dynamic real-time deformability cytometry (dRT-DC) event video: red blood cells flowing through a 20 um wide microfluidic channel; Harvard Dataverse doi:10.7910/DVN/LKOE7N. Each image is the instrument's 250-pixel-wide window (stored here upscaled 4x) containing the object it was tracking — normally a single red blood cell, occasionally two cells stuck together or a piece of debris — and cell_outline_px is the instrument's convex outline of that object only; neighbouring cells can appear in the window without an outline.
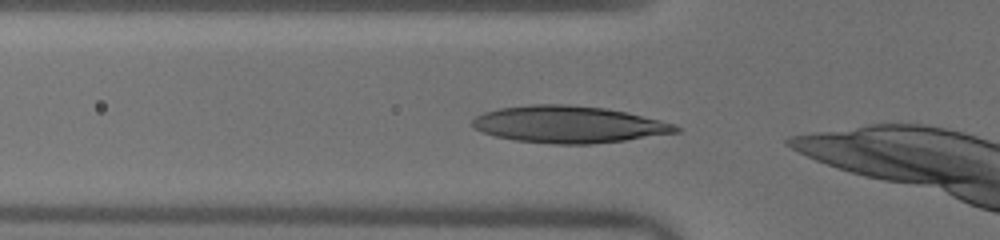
{"species": "human", "species_latin": "Homo sapiens", "temperature_condition": "warm", "stored_images_in_passage": 36, "camera_frame_rate_fps": 3000, "um_per_image_px": 0.085, "donor": {"sex": "male"}, "frame": {"image": 1, "passage_image": 2, "time_ms": 0.333, "image_size_px": [1000, 240], "cell_outline_px": [[680, 132], [624, 140], [592, 144], [552, 144], [516, 140], [496, 136], [484, 132], [476, 128], [472, 124], [472, 120], [476, 116], [484, 112], [500, 108], [532, 104], [568, 104], [604, 108], [624, 112], [660, 120], [676, 124], [680, 128]], "centroid_in_image_um": [48.35, 10.57], "position_along_channel_um": 77.4, "area_um2": 43.47}}
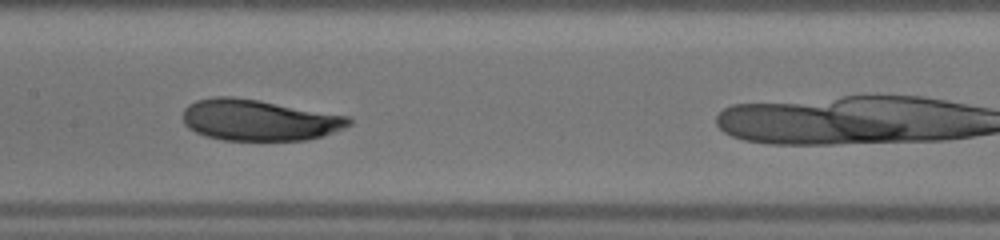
{"frame": {"image": 2, "passage_image": 10, "time_ms": 3.0, "image_size_px": [1000, 240], "cell_outline_px": [[352, 124], [344, 128], [308, 140], [224, 140], [208, 136], [196, 132], [188, 128], [184, 124], [184, 108], [188, 104], [196, 100], [216, 96], [232, 96], [260, 100], [348, 116], [352, 120]], "centroid_in_image_um": [22.0, 10.2], "position_along_channel_um": 185.4, "area_um2": 39.71}}
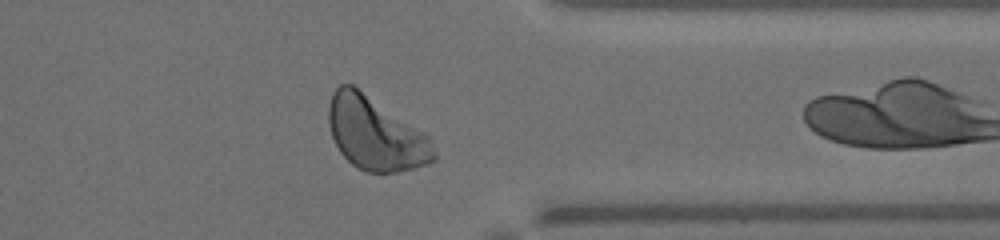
{"frame": {"image": 3, "passage_image": 25, "time_ms": 8.0, "image_size_px": [1000, 240], "cell_outline_px": [[436, 160], [428, 164], [396, 172], [368, 172], [352, 164], [340, 152], [332, 136], [328, 124], [328, 104], [332, 92], [340, 84], [352, 84], [424, 132], [428, 136], [436, 152]], "centroid_in_image_um": [31.9, 11.36], "position_along_channel_um": 379.5, "area_um2": 44.62}, "authors_computed_cell_mechanics": {"area_um2": 41.6449, "velocity_mm_per_s": 4.0162, "shape_relaxation_time_tau1_ms": 3.0562, "shape_relaxation_time_tau2_ms": null, "deformation_change_tau1": 0.1231, "deformation_change_tau2": null}}